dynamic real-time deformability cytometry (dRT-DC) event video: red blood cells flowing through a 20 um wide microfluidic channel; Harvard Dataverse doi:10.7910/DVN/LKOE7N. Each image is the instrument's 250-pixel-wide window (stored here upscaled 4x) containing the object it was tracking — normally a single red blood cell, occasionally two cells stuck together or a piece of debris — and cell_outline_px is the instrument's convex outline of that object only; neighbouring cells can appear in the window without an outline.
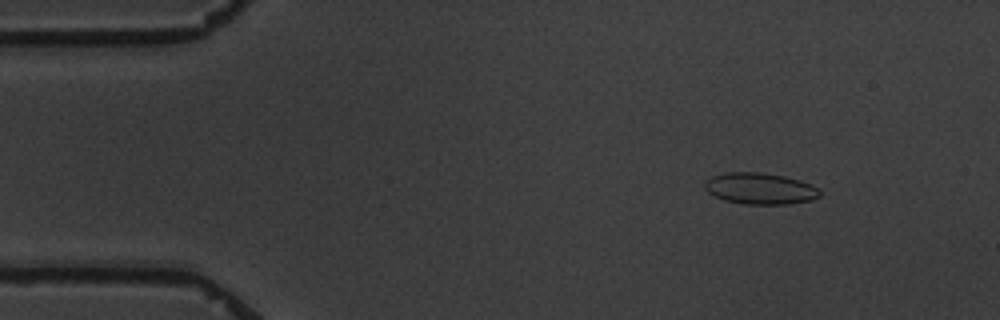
{"species": "common noctule bat (a hibernating species)", "species_latin": "Nyctalus noctula", "temperature_condition": "warm", "stored_images_in_passage": 6, "camera_frame_rate_fps": 3000, "um_per_image_px": 0.085, "animal": {"sex": "male", "body_mass_g": 19.5, "forearm_length_mm": 54.6}, "frame": {"image": 1, "passage_image": 1, "time_ms": 0.0, "image_size_px": [1000, 320], "cell_outline_px": [[820, 196], [812, 200], [788, 204], [744, 204], [724, 200], [708, 192], [704, 188], [704, 184], [712, 176], [724, 172], [760, 172], [784, 176], [800, 180], [816, 188], [820, 192]], "centroid_in_image_um": [64.59, 16.02], "position_along_channel_um": 20.4, "area_um2": 20.92}}
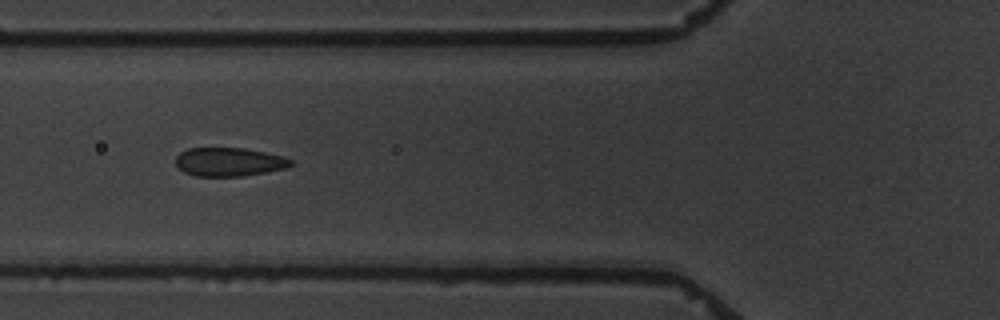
{"frame": {"image": 2, "passage_image": 5, "time_ms": 4.667, "image_size_px": [1000, 320], "cell_outline_px": [[292, 164], [284, 168], [244, 176], [196, 176], [184, 172], [176, 164], [176, 156], [180, 152], [188, 148], [244, 148], [284, 156], [292, 160]], "centroid_in_image_um": [19.45, 13.76], "position_along_channel_um": 106.3, "area_um2": 19.07}}
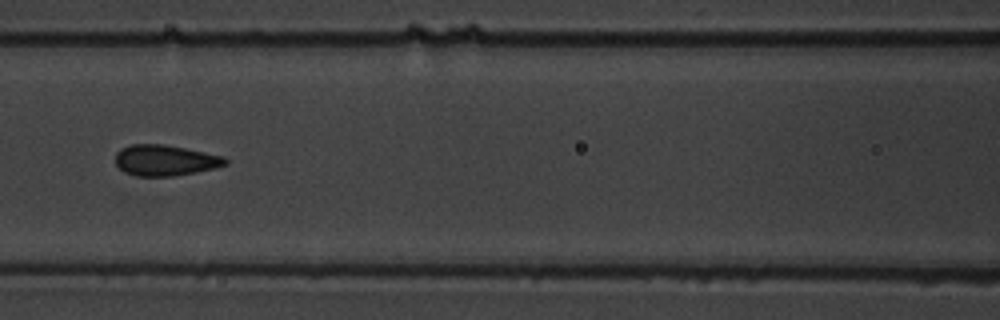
{"frame": {"image": 3, "passage_image": 6, "time_ms": 6.0, "image_size_px": [1000, 320], "cell_outline_px": [[228, 164], [216, 168], [172, 176], [136, 176], [124, 172], [116, 164], [116, 152], [120, 148], [132, 144], [164, 144], [224, 156], [228, 160]], "centroid_in_image_um": [14.03, 13.62], "position_along_channel_um": 152.6, "area_um2": 19.77}}